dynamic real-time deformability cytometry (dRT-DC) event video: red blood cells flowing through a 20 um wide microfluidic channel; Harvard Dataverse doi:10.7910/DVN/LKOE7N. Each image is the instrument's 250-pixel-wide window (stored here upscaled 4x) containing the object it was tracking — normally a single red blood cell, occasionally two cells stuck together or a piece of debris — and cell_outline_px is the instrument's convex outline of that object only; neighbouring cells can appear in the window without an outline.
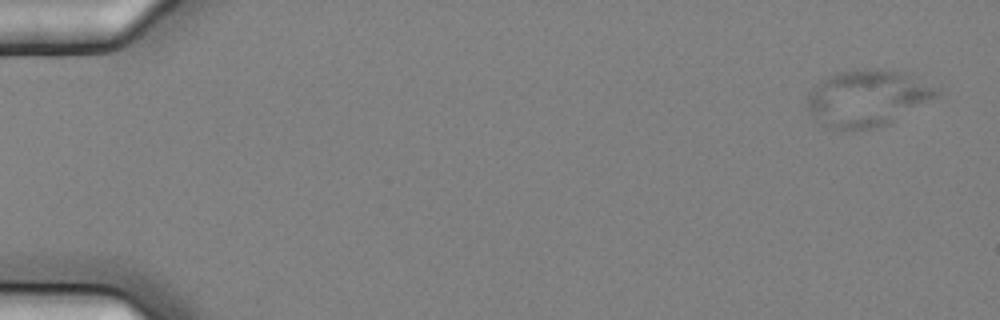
{"species": "common noctule bat (a hibernating species)", "species_latin": "Nyctalus noctula", "temperature_condition": "cold", "stored_images_in_passage": 7, "camera_frame_rate_fps": 3000, "um_per_image_px": 0.085, "animal": {"sex": "female", "body_mass_g": 25.1}, "frame": {"image": 1, "passage_image": 1, "time_ms": 0.0, "image_size_px": [1000, 320], "cell_outline_px": [[940, 96], [888, 124], [876, 128], [852, 132], [824, 128], [812, 116], [804, 104], [808, 92], [812, 84], [832, 72], [860, 68], [876, 68], [908, 72], [940, 88]], "centroid_in_image_um": [73.67, 8.33], "position_along_channel_um": 11.3, "area_um2": 44.68}}
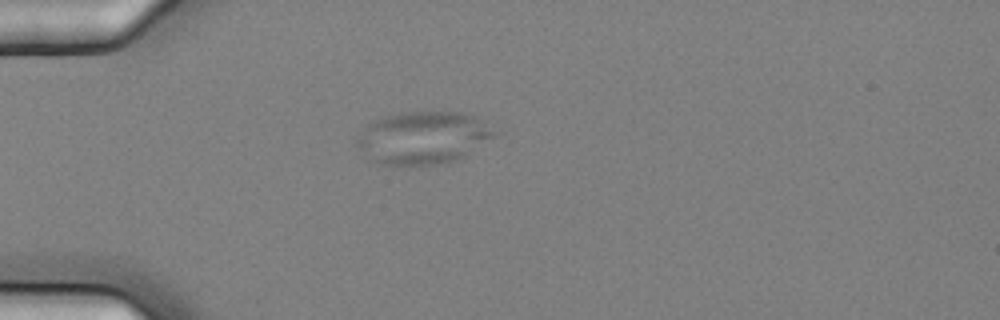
{"frame": {"image": 2, "passage_image": 5, "time_ms": 1.333, "image_size_px": [1000, 320], "cell_outline_px": [[504, 132], [464, 156], [448, 164], [384, 164], [372, 160], [356, 144], [356, 140], [368, 124], [372, 120], [384, 116], [400, 112], [460, 112], [476, 116]], "centroid_in_image_um": [36.08, 11.68], "position_along_channel_um": 48.9, "area_um2": 42.37}}
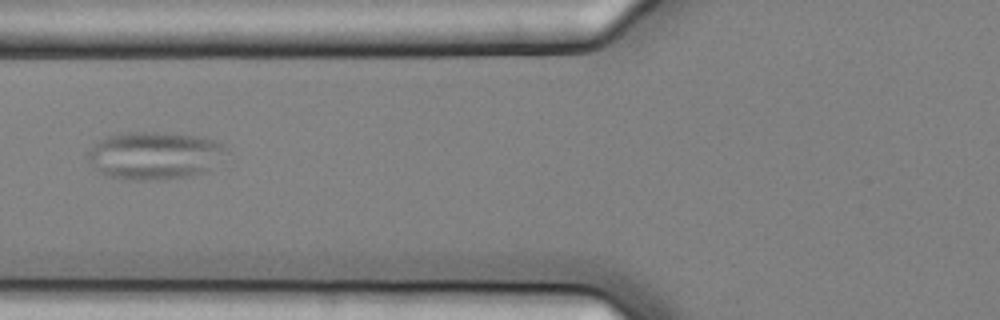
{"frame": {"image": 3, "passage_image": 7, "time_ms": 2.0, "image_size_px": [1000, 320], "cell_outline_px": [[228, 144], [208, 172], [192, 176], [164, 180], [128, 180], [108, 176], [100, 172], [88, 160], [88, 152], [100, 140], [108, 136], [120, 132], [156, 132], [196, 136]], "centroid_in_image_um": [13.12, 13.23], "position_along_channel_um": 112.7, "area_um2": 38.26}}